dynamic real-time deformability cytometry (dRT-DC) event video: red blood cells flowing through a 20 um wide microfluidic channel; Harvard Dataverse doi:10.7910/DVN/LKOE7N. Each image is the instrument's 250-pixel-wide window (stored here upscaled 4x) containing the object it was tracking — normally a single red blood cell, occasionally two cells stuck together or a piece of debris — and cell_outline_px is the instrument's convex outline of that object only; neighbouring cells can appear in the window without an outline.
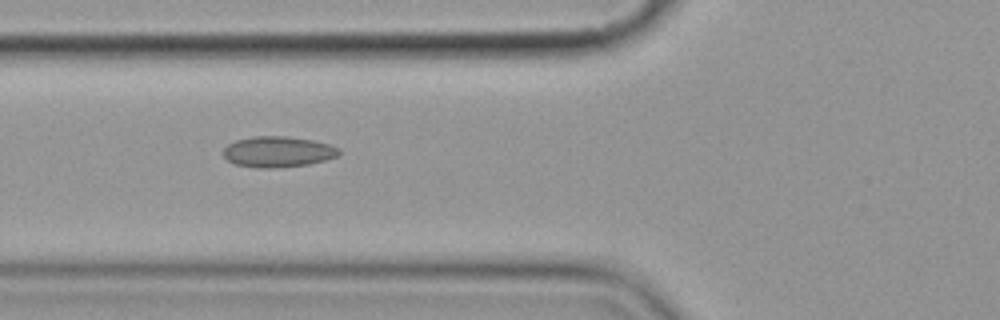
{"species": "common noctule bat (a hibernating species)", "species_latin": "Nyctalus noctula", "temperature_condition": "cold", "stored_images_in_passage": 12, "camera_frame_rate_fps": 3000, "um_per_image_px": 0.085, "animal": {"sex": "female", "body_mass_g": 19.9}, "frame": {"image": 1, "passage_image": 3, "time_ms": 3.0, "image_size_px": [1000, 320], "cell_outline_px": [[340, 152], [336, 156], [324, 160], [308, 164], [272, 168], [260, 168], [236, 164], [228, 160], [224, 156], [224, 148], [228, 144], [236, 140], [252, 136], [284, 136], [312, 140], [328, 144], [340, 148]], "centroid_in_image_um": [23.61, 12.89], "position_along_channel_um": 102.2, "area_um2": 20.52}}
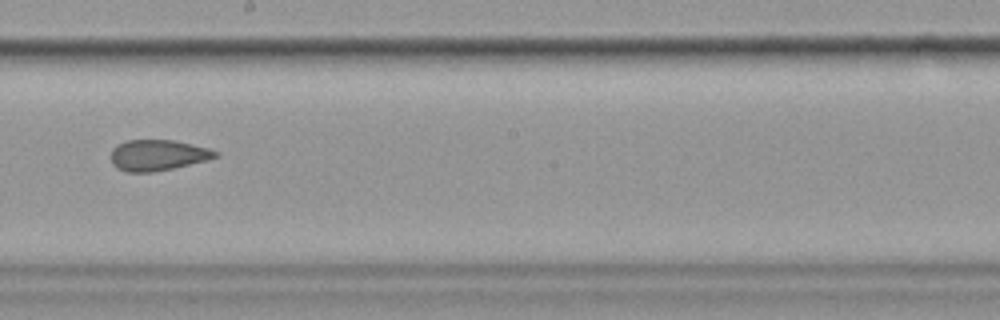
{"frame": {"image": 2, "passage_image": 6, "time_ms": 6.667, "image_size_px": [1000, 320], "cell_outline_px": [[220, 156], [208, 160], [172, 168], [152, 172], [128, 172], [116, 168], [112, 164], [112, 148], [116, 144], [128, 140], [172, 140], [208, 148], [220, 152]], "centroid_in_image_um": [13.41, 13.19], "position_along_channel_um": 234.8, "area_um2": 18.79}}
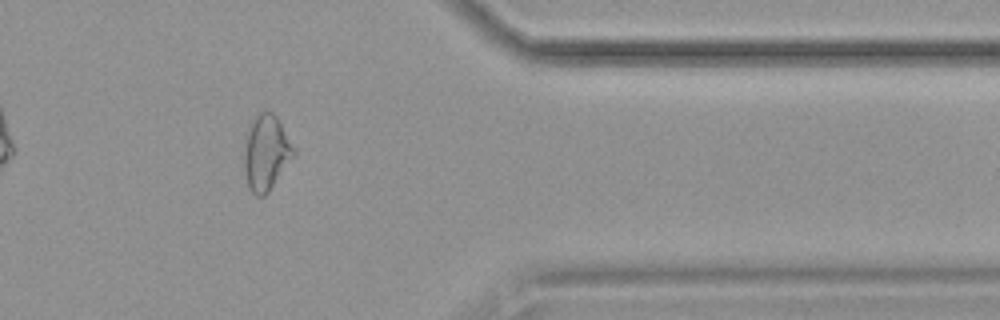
{"frame": {"image": 3, "passage_image": 10, "time_ms": 11.333, "image_size_px": [1000, 320], "cell_outline_px": [[296, 152], [268, 192], [264, 196], [256, 196], [252, 192], [248, 184], [244, 168], [244, 152], [248, 132], [252, 120], [256, 112], [268, 108], [280, 120], [296, 148]], "centroid_in_image_um": [22.64, 12.9], "position_along_channel_um": 388.8, "area_um2": 21.85}, "authors_computed_cell_mechanics": {"area_um2": 20.2589, "velocity_mm_per_s": 3.6293, "shape_relaxation_time_tau1_ms": null, "shape_relaxation_time_tau2_ms": 1.6544, "deformation_change_tau1": null, "deformation_change_tau2": 0.0751}}